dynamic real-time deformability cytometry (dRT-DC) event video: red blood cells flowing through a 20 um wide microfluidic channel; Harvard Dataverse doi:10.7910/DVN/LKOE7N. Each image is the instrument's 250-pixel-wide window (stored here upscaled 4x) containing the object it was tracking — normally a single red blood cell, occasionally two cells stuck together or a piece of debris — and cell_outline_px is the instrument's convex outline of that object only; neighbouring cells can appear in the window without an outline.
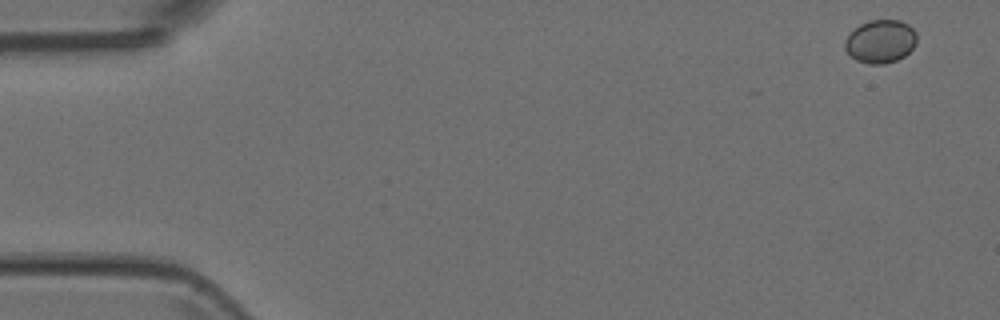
{"species": "Egyptian fruit bat (a non-hibernating species)", "species_latin": "Rousettus aegyptiacus", "temperature_condition": "room temperature", "stored_images_in_passage": 4, "camera_frame_rate_fps": 3000, "um_per_image_px": 0.085, "animal": {"sex": "female"}, "frame": {"image": 1, "passage_image": 1, "time_ms": 0.0, "image_size_px": [1000, 320], "cell_outline_px": [[916, 44], [904, 56], [896, 60], [884, 64], [868, 64], [856, 60], [844, 48], [844, 40], [860, 24], [868, 20], [900, 20], [908, 24], [916, 32]], "centroid_in_image_um": [74.84, 3.51], "position_along_channel_um": 10.2, "area_um2": 18.03}}